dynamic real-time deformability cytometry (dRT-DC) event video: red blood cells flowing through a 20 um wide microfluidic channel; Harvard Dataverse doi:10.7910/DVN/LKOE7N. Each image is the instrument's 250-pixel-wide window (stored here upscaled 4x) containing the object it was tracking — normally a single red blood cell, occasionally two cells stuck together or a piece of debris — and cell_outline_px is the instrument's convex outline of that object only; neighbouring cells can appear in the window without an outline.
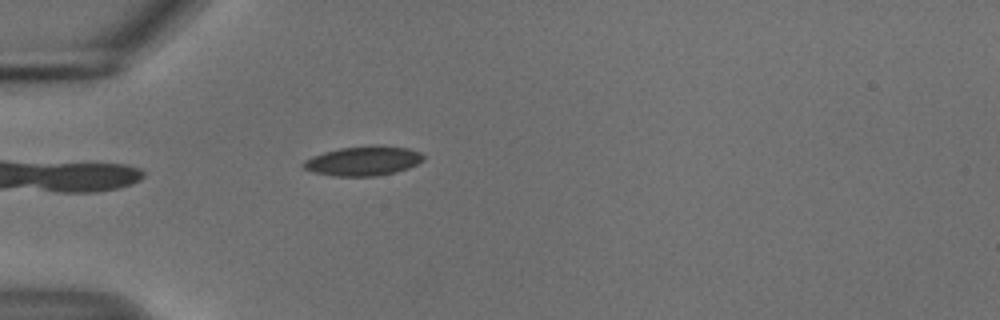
{"species": "common noctule bat (a hibernating species)", "species_latin": "Nyctalus noctula", "temperature_condition": "cold", "stored_images_in_passage": 5, "camera_frame_rate_fps": 3000, "um_per_image_px": 0.085, "animal": {"sex": "male", "body_mass_g": 18.8}, "frame": {"image": 1, "passage_image": 1, "time_ms": 0.0, "image_size_px": [1000, 320], "cell_outline_px": [[424, 160], [408, 168], [396, 172], [376, 176], [332, 176], [312, 172], [304, 168], [300, 164], [304, 160], [312, 156], [324, 152], [340, 148], [408, 148], [420, 152], [424, 156]], "centroid_in_image_um": [30.81, 13.73], "position_along_channel_um": 54.2, "area_um2": 19.88}}